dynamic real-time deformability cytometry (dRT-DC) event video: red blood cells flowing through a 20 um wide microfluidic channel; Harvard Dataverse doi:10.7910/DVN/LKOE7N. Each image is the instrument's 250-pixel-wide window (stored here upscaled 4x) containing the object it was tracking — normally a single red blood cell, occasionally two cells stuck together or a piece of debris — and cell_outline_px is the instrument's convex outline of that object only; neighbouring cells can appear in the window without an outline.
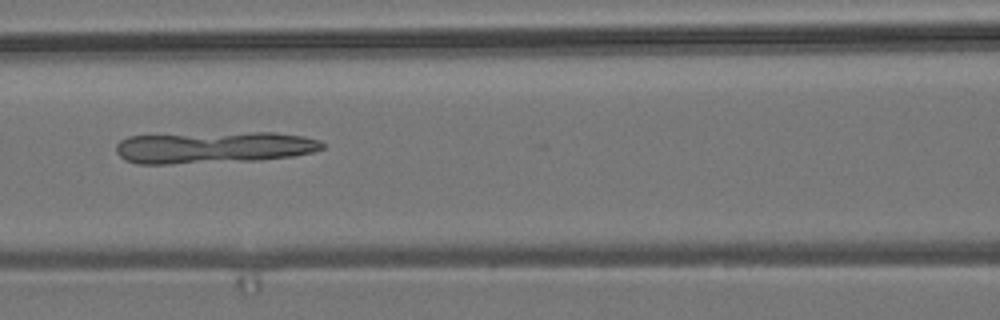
{"species": "common noctule bat (a hibernating species)", "species_latin": "Nyctalus noctula", "temperature_condition": "room temperature", "stored_images_in_passage": 5, "camera_frame_rate_fps": 3000, "um_per_image_px": 0.085, "animal": {"sex": "male", "body_mass_g": 19.2, "forearm_length_mm": 51.8}, "frame": {"image": 1, "passage_image": 5, "time_ms": 4.667, "image_size_px": [1000, 320], "cell_outline_px": [[324, 148], [312, 152], [292, 156], [260, 160], [168, 164], [136, 164], [124, 160], [116, 152], [116, 144], [120, 140], [128, 136], [252, 132], [276, 132], [304, 136], [320, 140], [324, 144]], "centroid_in_image_um": [18.17, 12.54], "position_along_channel_um": 148.4, "area_um2": 38.26}}